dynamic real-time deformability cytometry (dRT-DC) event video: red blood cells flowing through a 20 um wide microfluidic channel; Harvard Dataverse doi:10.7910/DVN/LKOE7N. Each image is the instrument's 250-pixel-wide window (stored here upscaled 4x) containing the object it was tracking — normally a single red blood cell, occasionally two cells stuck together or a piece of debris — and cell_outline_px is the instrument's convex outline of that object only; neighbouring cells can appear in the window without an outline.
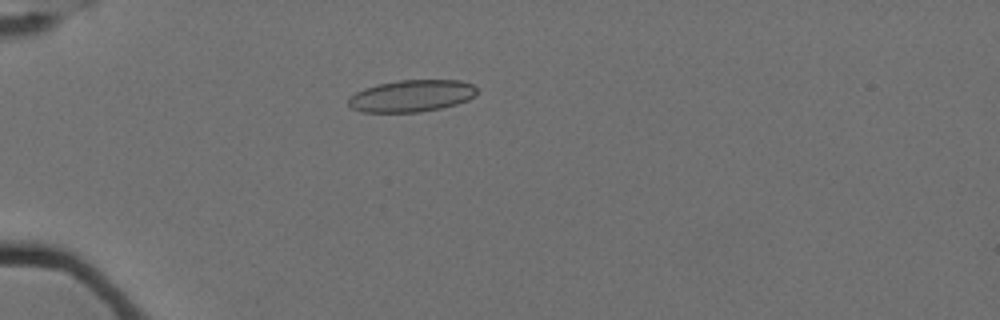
{"species": "Egyptian fruit bat (a non-hibernating species)", "species_latin": "Rousettus aegyptiacus", "temperature_condition": "cold", "stored_images_in_passage": 7, "camera_frame_rate_fps": 3000, "um_per_image_px": 0.085, "animal": {"sex": "female"}, "frame": {"image": 1, "passage_image": 2, "time_ms": 0.333, "image_size_px": [1000, 320], "cell_outline_px": [[476, 96], [468, 100], [456, 104], [440, 108], [420, 112], [360, 112], [352, 108], [348, 104], [348, 96], [364, 88], [376, 84], [400, 80], [460, 80], [472, 84], [476, 88]], "centroid_in_image_um": [34.96, 8.15], "position_along_channel_um": 50.0, "area_um2": 24.04}}
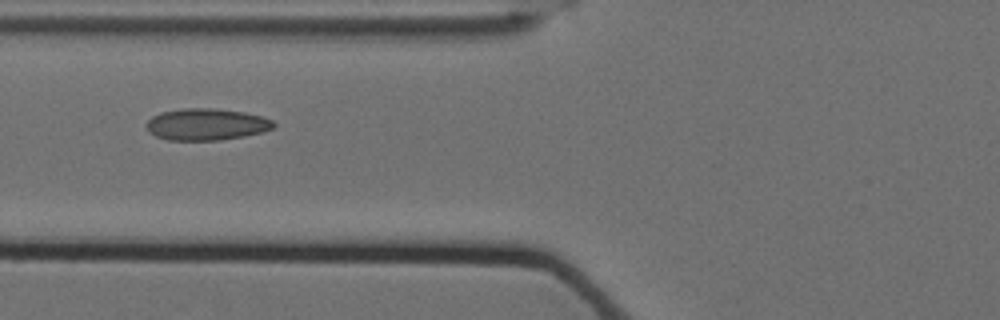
{"frame": {"image": 2, "passage_image": 4, "time_ms": 1.0, "image_size_px": [1000, 320], "cell_outline_px": [[276, 124], [272, 128], [264, 132], [244, 136], [220, 140], [168, 140], [156, 136], [148, 132], [144, 124], [152, 116], [160, 112], [180, 108], [216, 108], [244, 112], [260, 116], [272, 120]], "centroid_in_image_um": [17.51, 10.56], "position_along_channel_um": 108.3, "area_um2": 23.76}}
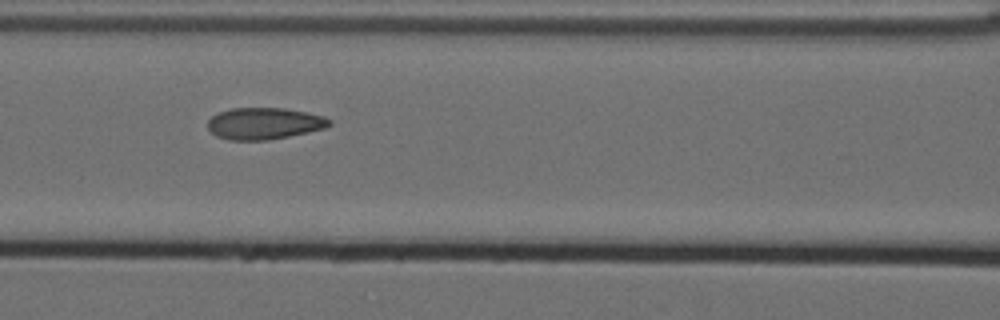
{"frame": {"image": 3, "passage_image": 5, "time_ms": 1.333, "image_size_px": [1000, 320], "cell_outline_px": [[332, 124], [324, 128], [308, 132], [268, 140], [228, 140], [216, 136], [208, 128], [208, 120], [212, 116], [228, 108], [284, 108], [324, 116], [332, 120]], "centroid_in_image_um": [22.45, 10.49], "position_along_channel_um": 144.2, "area_um2": 22.43}}